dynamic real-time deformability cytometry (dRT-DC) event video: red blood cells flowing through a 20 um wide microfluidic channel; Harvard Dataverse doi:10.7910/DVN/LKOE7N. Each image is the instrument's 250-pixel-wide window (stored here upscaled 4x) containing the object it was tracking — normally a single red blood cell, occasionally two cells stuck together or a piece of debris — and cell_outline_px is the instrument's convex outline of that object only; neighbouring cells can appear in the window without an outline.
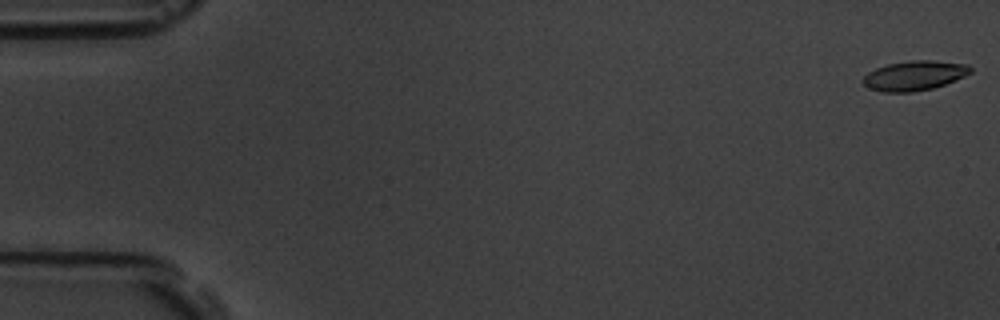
{"species": "common noctule bat (a hibernating species)", "species_latin": "Nyctalus noctula", "temperature_condition": "room temperature", "stored_images_in_passage": 5, "camera_frame_rate_fps": 3000, "um_per_image_px": 0.085, "animal": {"sex": "male", "body_mass_g": 19.5, "forearm_length_mm": 54.6}, "frame": {"image": 1, "passage_image": 1, "time_ms": 0.0, "image_size_px": [1000, 320], "cell_outline_px": [[972, 72], [964, 76], [944, 84], [932, 88], [912, 92], [884, 92], [872, 88], [864, 84], [860, 80], [868, 72], [876, 68], [888, 64], [912, 60], [932, 60], [968, 64], [972, 68]], "centroid_in_image_um": [77.73, 6.41], "position_along_channel_um": 7.3, "area_um2": 18.44}}